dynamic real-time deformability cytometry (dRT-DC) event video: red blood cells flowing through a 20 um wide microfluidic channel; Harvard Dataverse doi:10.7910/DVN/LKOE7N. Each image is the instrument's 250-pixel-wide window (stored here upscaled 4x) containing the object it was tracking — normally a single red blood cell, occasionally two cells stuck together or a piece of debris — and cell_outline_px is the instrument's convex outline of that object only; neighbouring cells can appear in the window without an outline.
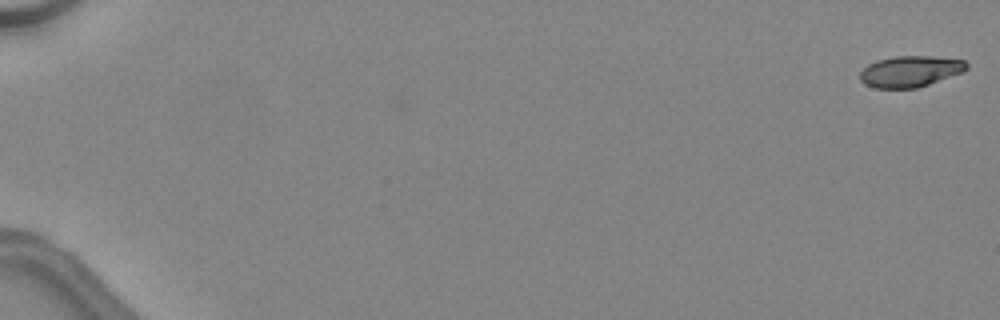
{"species": "common noctule bat (a hibernating species)", "species_latin": "Nyctalus noctula", "temperature_condition": "warm", "stored_images_in_passage": 48, "camera_frame_rate_fps": 3000, "um_per_image_px": 0.085, "animal": {"sex": "female", "body_mass_g": 24.6, "forearm_length_mm": 56.2}, "frame": {"image": 1, "passage_image": 1, "time_ms": 0.0, "image_size_px": [1000, 320], "cell_outline_px": [[968, 68], [964, 72], [916, 88], [876, 88], [864, 84], [860, 80], [860, 72], [868, 64], [876, 60], [896, 56], [932, 56], [964, 60], [968, 64]], "centroid_in_image_um": [77.37, 6.06], "position_along_channel_um": 7.6, "area_um2": 19.36}}
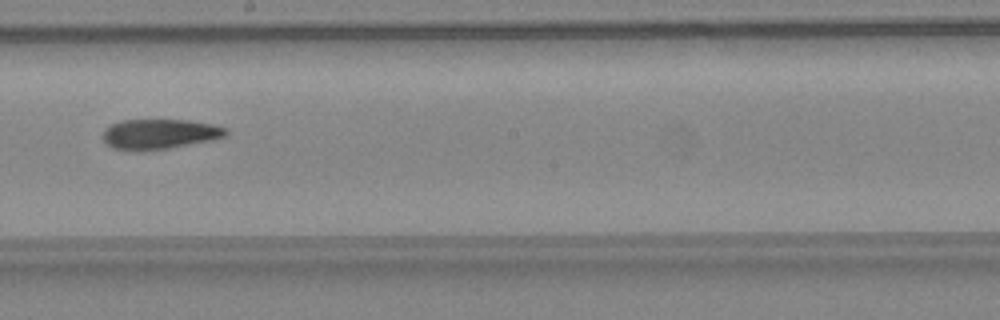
{"frame": {"image": 2, "passage_image": 30, "time_ms": 9.667, "image_size_px": [1000, 320], "cell_outline_px": [[228, 136], [212, 140], [168, 148], [136, 152], [112, 148], [104, 140], [104, 128], [112, 124], [124, 120], [188, 120], [212, 124], [228, 128]], "centroid_in_image_um": [13.59, 11.4], "position_along_channel_um": 234.6, "area_um2": 21.68}}
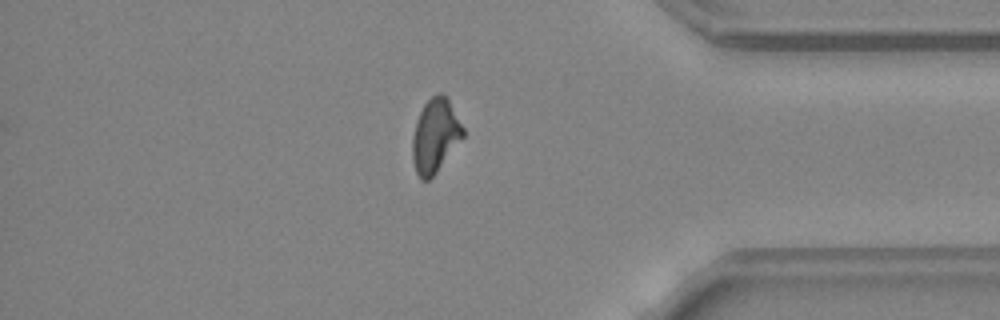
{"frame": {"image": 3, "passage_image": 42, "time_ms": 13.667, "image_size_px": [1000, 320], "cell_outline_px": [[464, 136], [436, 172], [428, 180], [420, 180], [416, 172], [412, 160], [412, 136], [416, 120], [424, 104], [436, 92], [440, 92], [448, 96], [464, 128]], "centroid_in_image_um": [36.99, 11.5], "position_along_channel_um": 398.2, "area_um2": 21.91}}